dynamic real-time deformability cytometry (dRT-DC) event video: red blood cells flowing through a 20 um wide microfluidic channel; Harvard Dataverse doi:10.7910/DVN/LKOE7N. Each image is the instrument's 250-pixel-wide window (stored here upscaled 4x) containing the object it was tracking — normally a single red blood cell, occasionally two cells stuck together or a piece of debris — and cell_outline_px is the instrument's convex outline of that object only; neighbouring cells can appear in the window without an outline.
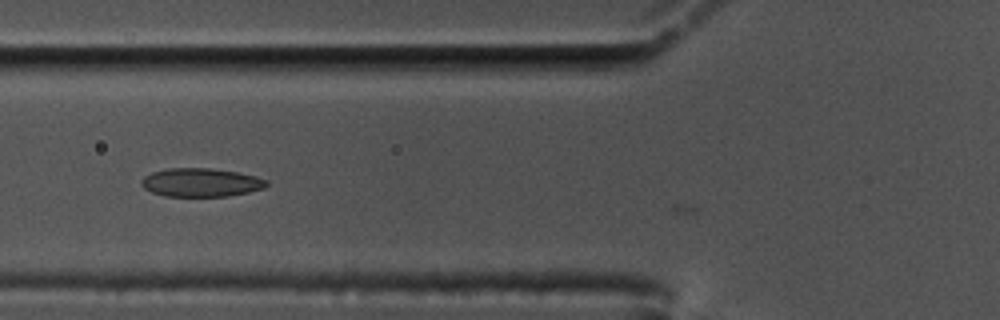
{"species": "common noctule bat (a hibernating species)", "species_latin": "Nyctalus noctula", "temperature_condition": "cold", "stored_images_in_passage": 6, "camera_frame_rate_fps": 3000, "um_per_image_px": 0.085, "animal": {"sex": "male", "body_mass_g": 17.5, "forearm_length_mm": 52.3}, "frame": {"image": 1, "passage_image": 4, "time_ms": 1.0, "image_size_px": [1000, 320], "cell_outline_px": [[268, 184], [264, 188], [248, 192], [228, 196], [164, 196], [152, 192], [144, 188], [140, 184], [140, 180], [144, 176], [152, 172], [168, 168], [208, 168], [236, 172], [256, 176], [268, 180]], "centroid_in_image_um": [17.06, 15.51], "position_along_channel_um": 108.7, "area_um2": 20.81}}